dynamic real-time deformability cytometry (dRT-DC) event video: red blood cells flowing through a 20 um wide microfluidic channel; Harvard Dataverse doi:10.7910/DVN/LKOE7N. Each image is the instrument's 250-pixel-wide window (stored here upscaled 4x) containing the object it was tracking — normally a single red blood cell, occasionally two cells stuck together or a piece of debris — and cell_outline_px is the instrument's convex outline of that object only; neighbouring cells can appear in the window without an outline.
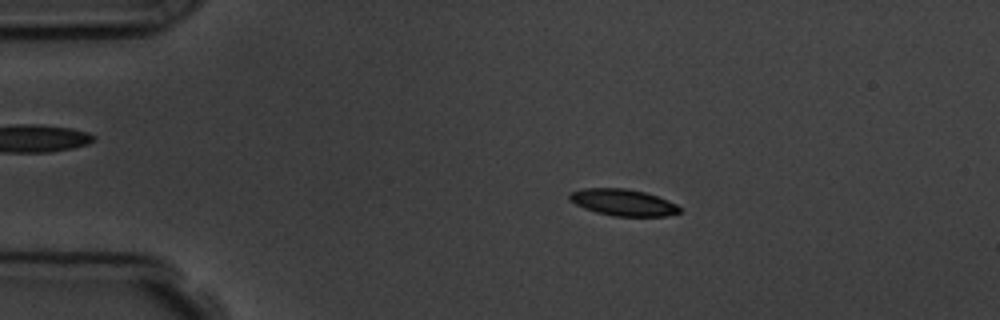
{"species": "common noctule bat (a hibernating species)", "species_latin": "Nyctalus noctula", "temperature_condition": "room temperature", "stored_images_in_passage": 4, "camera_frame_rate_fps": 3000, "um_per_image_px": 0.085, "animal": {"sex": "male", "body_mass_g": 19.5, "forearm_length_mm": 54.6}, "frame": {"image": 1, "passage_image": 2, "time_ms": 1.333, "image_size_px": [1000, 320], "cell_outline_px": [[680, 212], [668, 216], [616, 216], [596, 212], [584, 208], [568, 200], [568, 192], [584, 188], [624, 188], [644, 192], [668, 200], [676, 204], [680, 208]], "centroid_in_image_um": [52.92, 17.2], "position_along_channel_um": 32.1, "area_um2": 17.05}}